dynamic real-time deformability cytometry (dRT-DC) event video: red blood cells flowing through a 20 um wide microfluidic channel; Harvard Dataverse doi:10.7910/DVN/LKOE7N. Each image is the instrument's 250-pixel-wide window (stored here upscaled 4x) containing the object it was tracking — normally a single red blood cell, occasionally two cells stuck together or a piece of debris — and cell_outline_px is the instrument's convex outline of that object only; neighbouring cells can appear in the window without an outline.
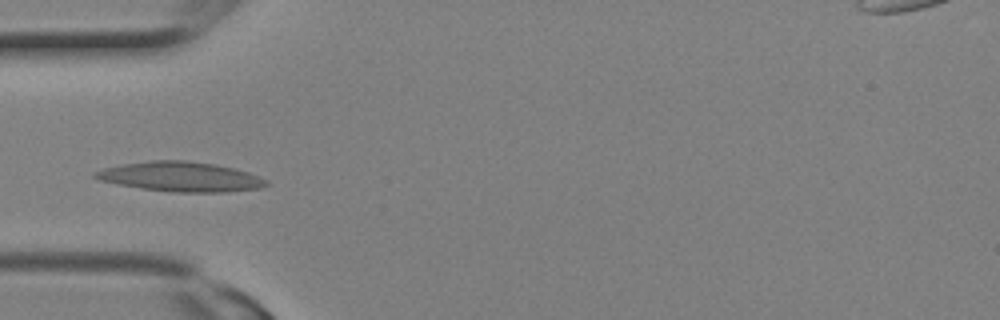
{"species": "Egyptian fruit bat (a non-hibernating species)", "species_latin": "Rousettus aegyptiacus", "temperature_condition": "room temperature", "stored_images_in_passage": 3, "camera_frame_rate_fps": 3000, "um_per_image_px": 0.085, "animal": {"sex": "female"}, "frame": {"image": 1, "passage_image": 3, "time_ms": 0.667, "image_size_px": [1000, 320], "cell_outline_px": [[268, 184], [260, 188], [224, 192], [172, 192], [140, 188], [116, 184], [100, 180], [92, 176], [92, 172], [100, 168], [124, 164], [152, 160], [184, 160], [216, 164], [248, 172], [268, 180]], "centroid_in_image_um": [15.3, 15.02], "position_along_channel_um": 69.7, "area_um2": 29.71}}